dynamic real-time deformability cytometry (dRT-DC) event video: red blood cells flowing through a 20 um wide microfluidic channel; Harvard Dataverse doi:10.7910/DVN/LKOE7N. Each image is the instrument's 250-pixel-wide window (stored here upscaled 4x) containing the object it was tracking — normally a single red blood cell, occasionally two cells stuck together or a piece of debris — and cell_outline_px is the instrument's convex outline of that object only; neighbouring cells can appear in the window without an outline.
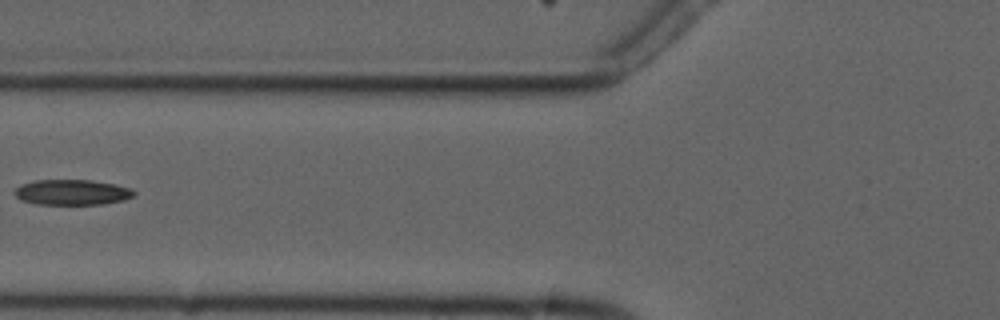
{"species": "common noctule bat (a hibernating species)", "species_latin": "Nyctalus noctula", "temperature_condition": "cold", "stored_images_in_passage": 8, "camera_frame_rate_fps": 3000, "um_per_image_px": 0.085, "animal": {"sex": "male", "forearm_length_mm": 52.5}, "frame": {"image": 1, "passage_image": 7, "time_ms": 7.333, "image_size_px": [1000, 320], "cell_outline_px": [[136, 196], [124, 200], [104, 204], [36, 204], [20, 200], [12, 192], [16, 188], [24, 184], [36, 180], [92, 180], [116, 184], [128, 188], [136, 192]], "centroid_in_image_um": [6.15, 16.35], "position_along_channel_um": 119.7, "area_um2": 17.74}}
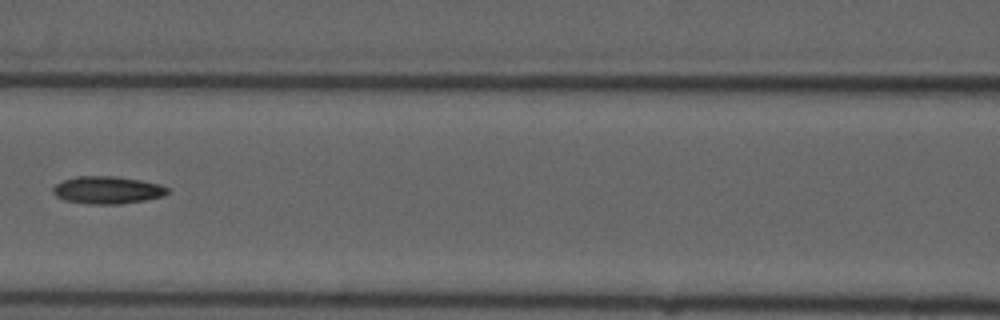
{"frame": {"image": 2, "passage_image": 8, "time_ms": 8.333, "image_size_px": [1000, 320], "cell_outline_px": [[168, 192], [164, 196], [144, 200], [120, 204], [92, 204], [64, 200], [56, 196], [52, 192], [52, 188], [56, 184], [64, 180], [76, 176], [116, 176], [140, 180], [160, 184], [168, 188]], "centroid_in_image_um": [9.12, 16.15], "position_along_channel_um": 157.5, "area_um2": 18.32}}